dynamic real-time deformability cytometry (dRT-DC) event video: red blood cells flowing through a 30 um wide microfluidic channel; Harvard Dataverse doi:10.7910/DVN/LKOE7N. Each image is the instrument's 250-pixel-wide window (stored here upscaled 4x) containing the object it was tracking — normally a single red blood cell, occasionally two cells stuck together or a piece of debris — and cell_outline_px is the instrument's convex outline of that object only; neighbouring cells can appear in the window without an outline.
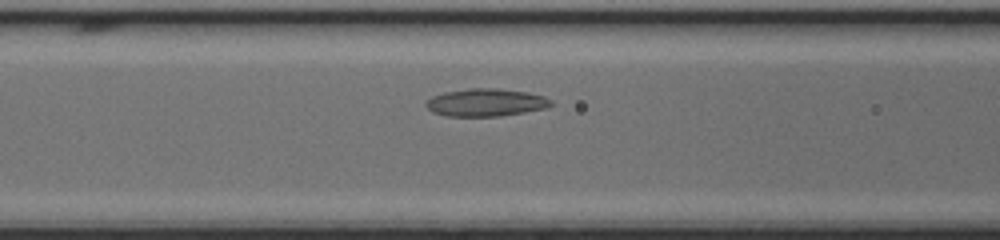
{"species": "common noctule bat (a hibernating species)", "species_latin": "Nyctalus noctula", "temperature_condition": "cold", "stored_images_in_passage": 30, "camera_frame_rate_fps": 3000, "um_per_image_px": 0.085, "animal": {"sex": "female", "body_mass_g": 17.0, "forearm_length_mm": 48.0}, "frame": {"image": 1, "passage_image": 7, "time_ms": 2.0, "image_size_px": [1000, 240], "cell_outline_px": [[552, 104], [548, 108], [500, 116], [444, 116], [432, 112], [424, 104], [432, 96], [444, 92], [468, 88], [496, 88], [528, 92], [544, 96], [552, 100]], "centroid_in_image_um": [41.3, 8.71], "position_along_channel_um": 125.3, "area_um2": 20.29}}
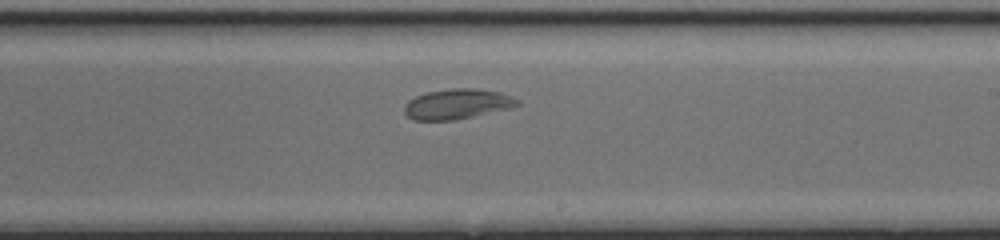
{"frame": {"image": 2, "passage_image": 16, "time_ms": 5.0, "image_size_px": [1000, 240], "cell_outline_px": [[520, 104], [512, 108], [456, 120], [412, 120], [404, 112], [404, 104], [408, 100], [424, 92], [452, 88], [476, 88], [500, 92], [520, 100]], "centroid_in_image_um": [38.86, 8.84], "position_along_channel_um": 250.1, "area_um2": 20.11}}
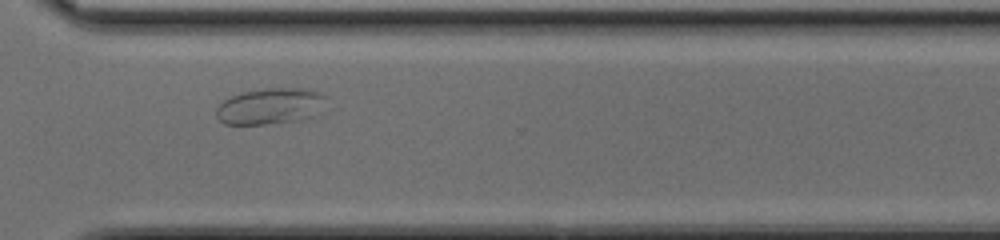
{"frame": {"image": 3, "passage_image": 23, "time_ms": 7.333, "image_size_px": [1000, 240], "cell_outline_px": [[328, 112], [320, 116], [304, 120], [264, 124], [224, 124], [216, 116], [216, 108], [224, 100], [232, 96], [244, 92], [268, 88], [296, 88], [320, 92], [328, 96]], "centroid_in_image_um": [23.15, 9.05], "position_along_channel_um": 347.4, "area_um2": 23.99}}